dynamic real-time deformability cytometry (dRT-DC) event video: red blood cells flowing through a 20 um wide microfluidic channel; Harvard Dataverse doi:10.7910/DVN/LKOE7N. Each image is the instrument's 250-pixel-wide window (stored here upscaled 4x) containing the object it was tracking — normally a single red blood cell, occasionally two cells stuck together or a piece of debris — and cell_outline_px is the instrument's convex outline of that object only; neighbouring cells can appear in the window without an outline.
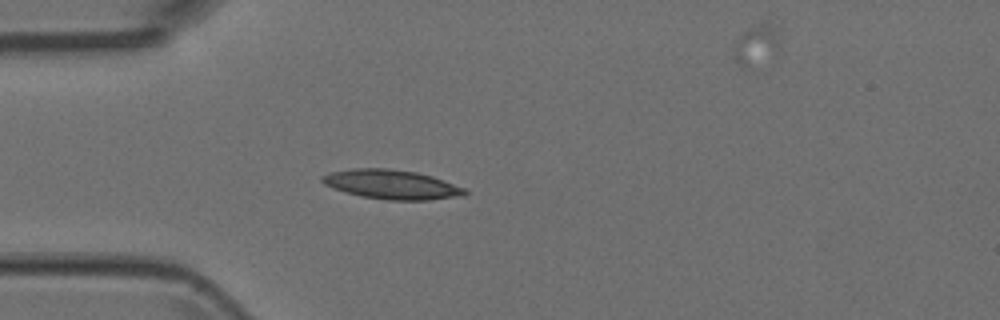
{"species": "Egyptian fruit bat (a non-hibernating species)", "species_latin": "Rousettus aegyptiacus", "temperature_condition": "room temperature", "stored_images_in_passage": 4, "camera_frame_rate_fps": 3000, "um_per_image_px": 0.085, "animal": {"sex": "female"}, "frame": {"image": 1, "passage_image": 3, "time_ms": 0.667, "image_size_px": [1000, 320], "cell_outline_px": [[468, 192], [464, 196], [428, 200], [388, 200], [360, 196], [344, 192], [332, 188], [324, 184], [320, 180], [320, 176], [328, 172], [352, 168], [388, 168], [416, 172], [432, 176], [464, 188]], "centroid_in_image_um": [33.24, 15.68], "position_along_channel_um": 51.8, "area_um2": 24.57}}